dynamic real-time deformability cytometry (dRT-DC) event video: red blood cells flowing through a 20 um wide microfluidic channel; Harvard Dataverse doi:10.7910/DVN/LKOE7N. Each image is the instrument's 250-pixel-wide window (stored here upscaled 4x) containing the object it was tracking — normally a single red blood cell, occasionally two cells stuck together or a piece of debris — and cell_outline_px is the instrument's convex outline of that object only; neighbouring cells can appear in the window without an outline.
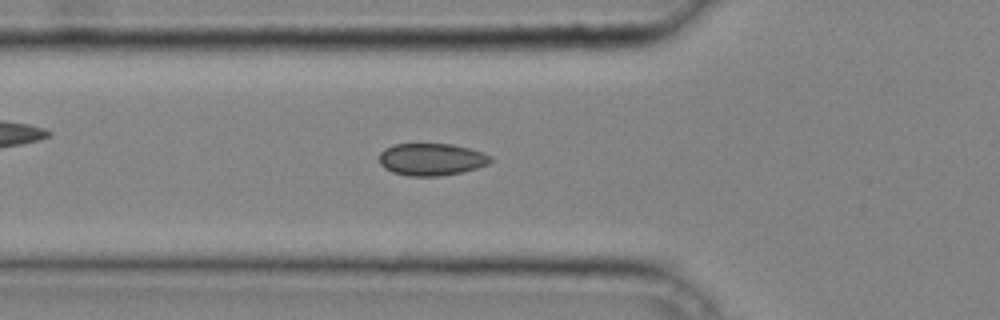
{"species": "common noctule bat (a hibernating species)", "species_latin": "Nyctalus noctula", "temperature_condition": "cold", "stored_images_in_passage": 30, "camera_frame_rate_fps": 3000, "um_per_image_px": 0.085, "animal": {"sex": "male", "body_mass_g": 20.4}, "frame": {"image": 1, "passage_image": 3, "time_ms": 0.667, "image_size_px": [1000, 320], "cell_outline_px": [[492, 160], [488, 164], [464, 172], [440, 176], [408, 176], [392, 172], [384, 168], [380, 164], [380, 152], [384, 148], [392, 144], [452, 144], [484, 152], [492, 156]], "centroid_in_image_um": [36.68, 13.55], "position_along_channel_um": 89.1, "area_um2": 21.1}}
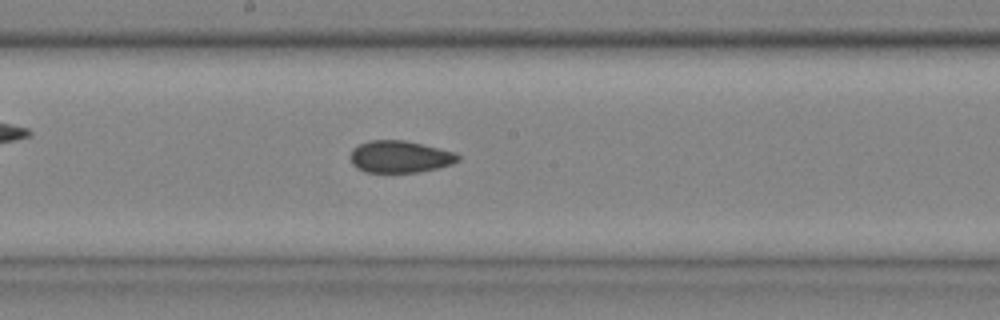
{"frame": {"image": 2, "passage_image": 11, "time_ms": 3.333, "image_size_px": [1000, 320], "cell_outline_px": [[460, 160], [452, 164], [436, 168], [416, 172], [364, 172], [356, 168], [352, 164], [352, 148], [360, 144], [372, 140], [404, 140], [456, 152], [460, 156]], "centroid_in_image_um": [34.01, 13.32], "position_along_channel_um": 214.2, "area_um2": 19.94}}
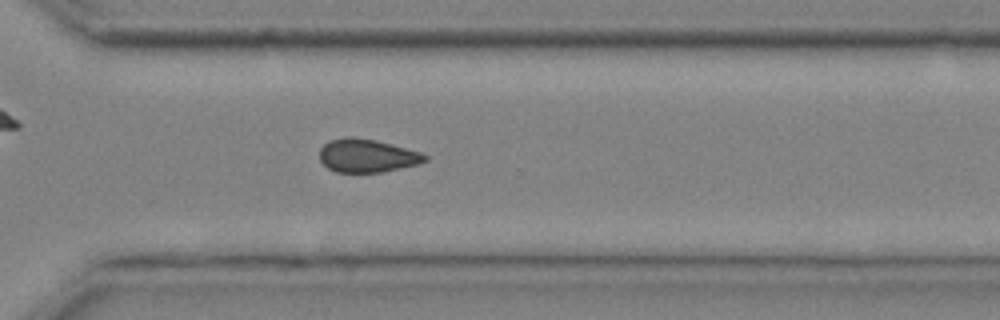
{"frame": {"image": 3, "passage_image": 19, "time_ms": 6.0, "image_size_px": [1000, 320], "cell_outline_px": [[428, 160], [420, 164], [384, 172], [336, 172], [328, 168], [320, 160], [320, 148], [328, 140], [344, 136], [352, 136], [376, 140], [420, 152], [428, 156]], "centroid_in_image_um": [31.2, 13.23], "position_along_channel_um": 339.4, "area_um2": 20.63}}